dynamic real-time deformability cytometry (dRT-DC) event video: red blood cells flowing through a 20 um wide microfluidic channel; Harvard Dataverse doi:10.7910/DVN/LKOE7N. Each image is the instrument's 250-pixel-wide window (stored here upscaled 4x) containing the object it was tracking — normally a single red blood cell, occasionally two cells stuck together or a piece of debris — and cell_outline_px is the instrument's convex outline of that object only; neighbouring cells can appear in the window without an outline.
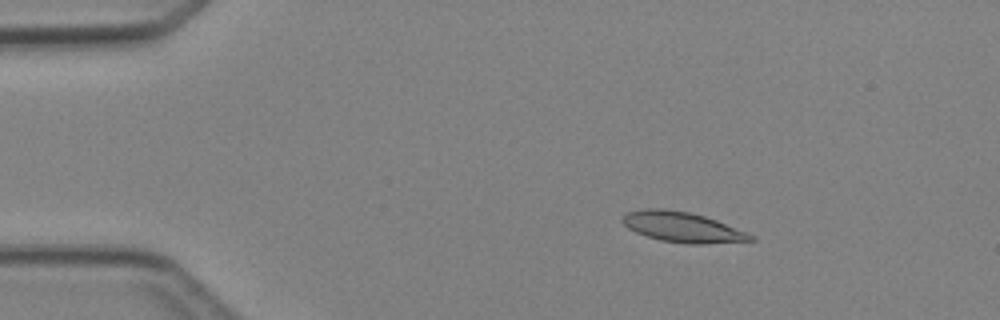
{"species": "Egyptian fruit bat (a non-hibernating species)", "species_latin": "Rousettus aegyptiacus", "temperature_condition": "cold", "stored_images_in_passage": 6, "camera_frame_rate_fps": 3000, "um_per_image_px": 0.085, "animal": {"sex": "female"}, "frame": {"image": 1, "passage_image": 2, "time_ms": 1.333, "image_size_px": [1000, 320], "cell_outline_px": [[756, 240], [704, 244], [688, 244], [660, 240], [636, 232], [628, 228], [620, 220], [628, 212], [644, 208], [664, 208], [688, 212], [704, 216], [716, 220], [756, 236]], "centroid_in_image_um": [58.01, 19.3], "position_along_channel_um": 27.0, "area_um2": 22.48}}
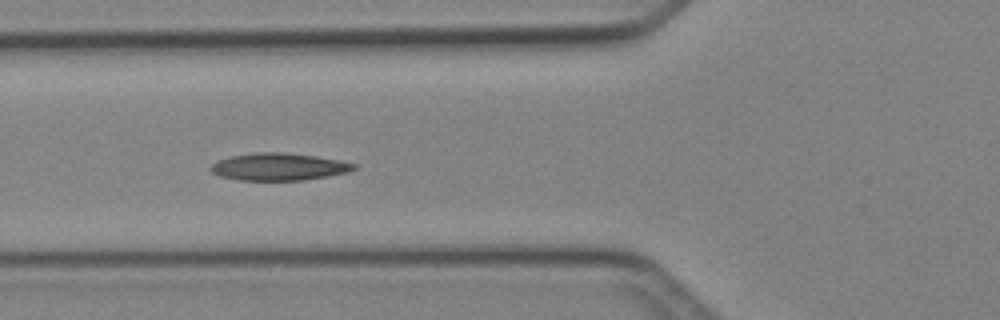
{"frame": {"image": 2, "passage_image": 5, "time_ms": 4.667, "image_size_px": [1000, 320], "cell_outline_px": [[356, 168], [348, 172], [328, 176], [304, 180], [236, 180], [220, 176], [212, 172], [208, 168], [212, 164], [220, 160], [232, 156], [252, 152], [284, 152], [316, 156], [356, 164]], "centroid_in_image_um": [23.67, 14.17], "position_along_channel_um": 102.1, "area_um2": 22.72}}
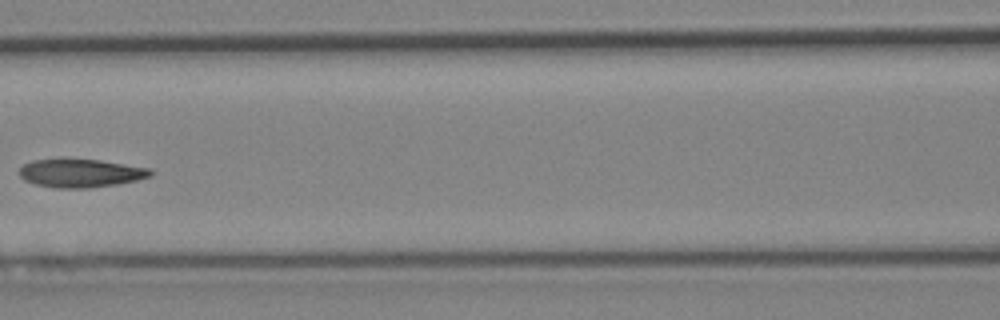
{"frame": {"image": 3, "passage_image": 6, "time_ms": 6.0, "image_size_px": [1000, 320], "cell_outline_px": [[152, 176], [136, 180], [116, 184], [88, 188], [56, 188], [36, 184], [24, 180], [20, 176], [20, 168], [24, 164], [32, 160], [100, 160], [152, 168]], "centroid_in_image_um": [6.89, 14.72], "position_along_channel_um": 159.7, "area_um2": 21.39}}